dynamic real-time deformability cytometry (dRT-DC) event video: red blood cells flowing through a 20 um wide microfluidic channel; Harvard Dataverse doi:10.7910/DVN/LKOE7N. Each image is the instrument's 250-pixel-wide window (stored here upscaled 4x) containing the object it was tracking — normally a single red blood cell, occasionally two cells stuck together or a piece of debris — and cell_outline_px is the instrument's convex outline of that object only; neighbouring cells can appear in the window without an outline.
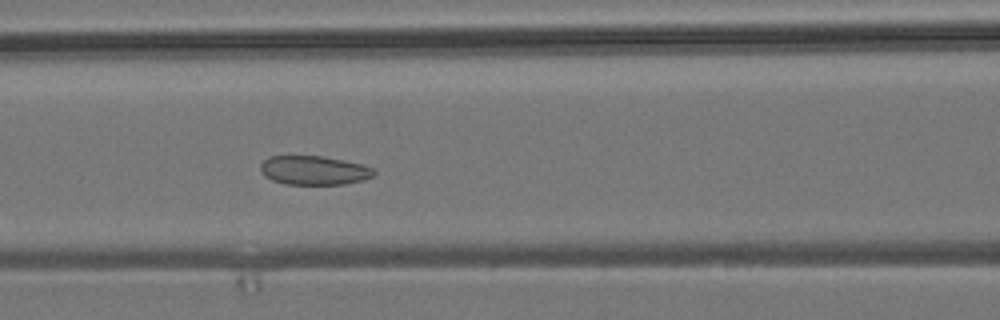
{"species": "common noctule bat (a hibernating species)", "species_latin": "Nyctalus noctula", "temperature_condition": "room temperature", "stored_images_in_passage": 43, "camera_frame_rate_fps": 3000, "um_per_image_px": 0.085, "animal": {"sex": "male", "body_mass_g": 19.2, "forearm_length_mm": 51.8}, "frame": {"image": 1, "passage_image": 12, "time_ms": 3.667, "image_size_px": [1000, 320], "cell_outline_px": [[376, 172], [372, 176], [364, 180], [344, 184], [284, 184], [272, 180], [264, 176], [260, 168], [260, 164], [268, 156], [324, 156], [364, 164], [376, 168]], "centroid_in_image_um": [26.72, 14.47], "position_along_channel_um": 139.9, "area_um2": 19.42}}
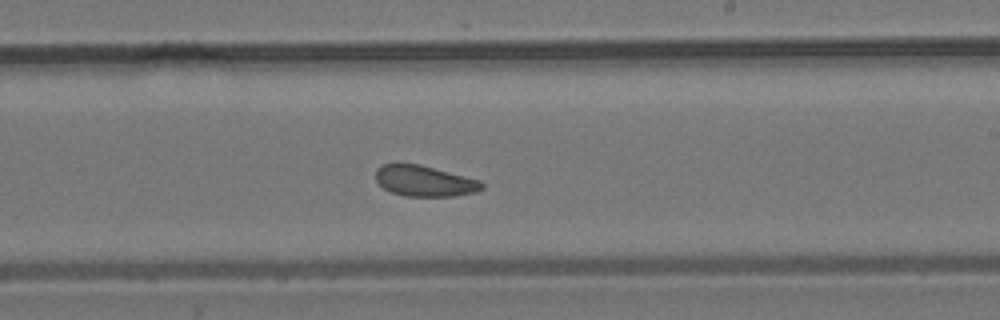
{"frame": {"image": 2, "passage_image": 21, "time_ms": 6.667, "image_size_px": [1000, 320], "cell_outline_px": [[484, 188], [476, 192], [456, 196], [404, 196], [392, 192], [384, 188], [376, 180], [376, 168], [380, 164], [420, 164], [480, 180], [484, 184]], "centroid_in_image_um": [36.1, 15.38], "position_along_channel_um": 252.9, "area_um2": 19.07}}
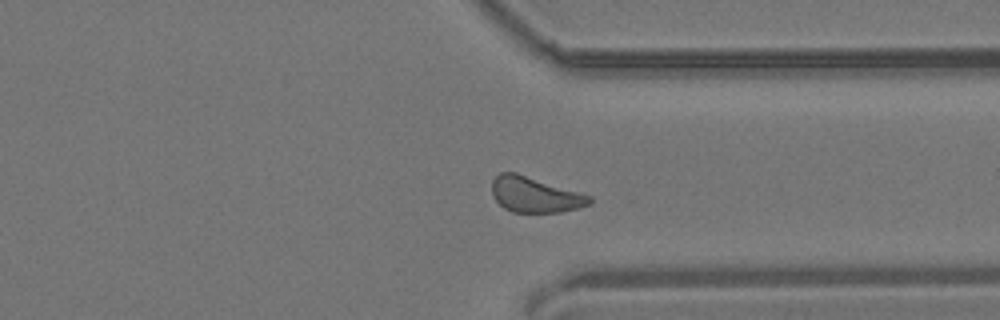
{"frame": {"image": 3, "passage_image": 30, "time_ms": 9.667, "image_size_px": [1000, 320], "cell_outline_px": [[592, 204], [580, 208], [560, 212], [512, 212], [504, 208], [492, 196], [492, 180], [500, 172], [516, 172], [580, 192], [592, 196]], "centroid_in_image_um": [45.49, 16.55], "position_along_channel_um": 365.9, "area_um2": 20.35}, "authors_computed_cell_mechanics": {"area_um2": 20.1722, "velocity_mm_per_s": 3.7785, "shape_relaxation_time_tau1_ms": null, "shape_relaxation_time_tau2_ms": 2.362, "deformation_change_tau1": null, "deformation_change_tau2": 0.0804}}